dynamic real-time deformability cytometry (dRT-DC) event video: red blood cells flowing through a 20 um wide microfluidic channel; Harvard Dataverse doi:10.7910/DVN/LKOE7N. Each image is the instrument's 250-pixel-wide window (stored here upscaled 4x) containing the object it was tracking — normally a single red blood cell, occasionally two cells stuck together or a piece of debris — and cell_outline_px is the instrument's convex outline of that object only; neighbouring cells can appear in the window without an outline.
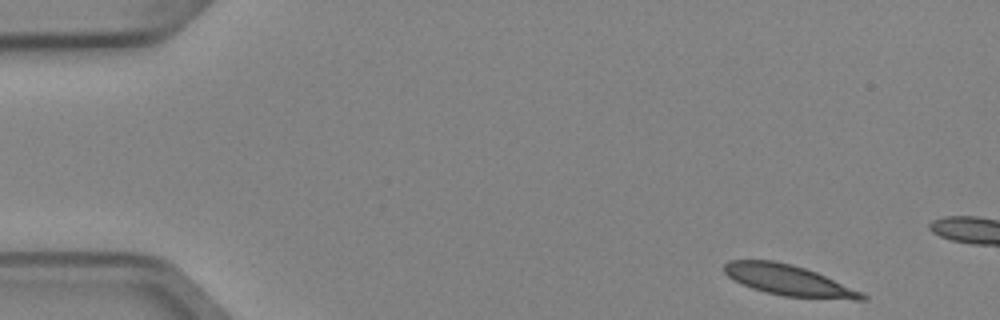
{"species": "Egyptian fruit bat (a non-hibernating species)", "species_latin": "Rousettus aegyptiacus", "temperature_condition": "cold", "stored_images_in_passage": 3, "camera_frame_rate_fps": 3000, "um_per_image_px": 0.085, "animal": {"sex": "female"}, "frame": {"image": 1, "passage_image": 1, "time_ms": 0.0, "image_size_px": [1000, 320], "cell_outline_px": [[868, 300], [856, 300], [784, 296], [764, 292], [752, 288], [728, 276], [724, 272], [724, 264], [728, 260], [772, 260], [792, 264], [816, 272], [860, 292], [868, 296]], "centroid_in_image_um": [67.01, 23.82], "position_along_channel_um": 18.0, "area_um2": 24.28}}